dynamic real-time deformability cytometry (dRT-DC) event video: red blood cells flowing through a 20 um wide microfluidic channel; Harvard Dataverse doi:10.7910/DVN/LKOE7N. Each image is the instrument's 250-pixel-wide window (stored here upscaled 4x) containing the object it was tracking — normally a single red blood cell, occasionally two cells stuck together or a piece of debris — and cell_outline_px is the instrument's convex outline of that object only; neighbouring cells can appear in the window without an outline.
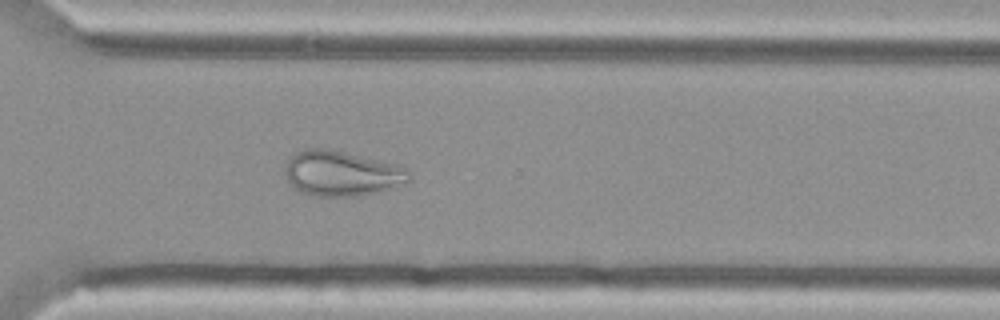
{"species": "Egyptian fruit bat (a non-hibernating species)", "species_latin": "Rousettus aegyptiacus", "temperature_condition": "cold", "stored_images_in_passage": 53, "segment_of_instrument_passage": [1, 2], "camera_frame_rate_fps": 3000, "um_per_image_px": 0.085, "animal": {"sex": "female"}, "frame": {"image": 1, "passage_image": 37, "time_ms": 12.0, "image_size_px": [1000, 320], "cell_outline_px": [[412, 176], [408, 180], [388, 188], [376, 192], [356, 196], [316, 196], [300, 192], [284, 180], [284, 168], [288, 156], [304, 148], [324, 148], [344, 152], [400, 164], [408, 168]], "centroid_in_image_um": [28.97, 14.72], "position_along_channel_um": 341.6, "area_um2": 33.0}}
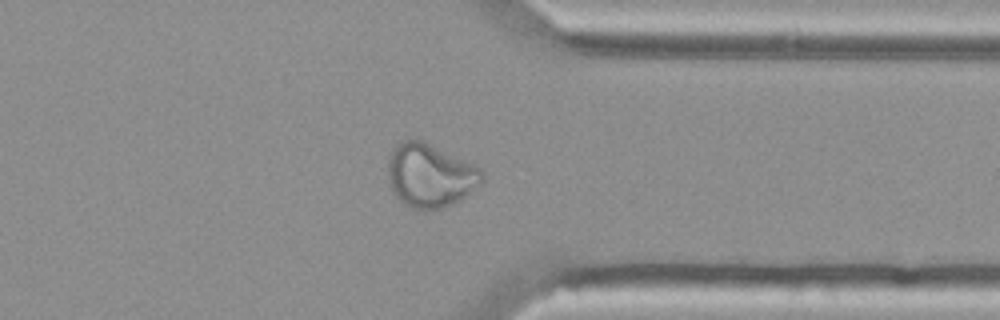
{"frame": {"image": 2, "passage_image": 40, "time_ms": 13.0, "image_size_px": [1000, 320], "cell_outline_px": [[484, 180], [480, 184], [460, 200], [444, 208], [412, 208], [404, 204], [392, 192], [388, 176], [388, 156], [392, 148], [396, 144], [412, 136], [424, 140], [480, 168], [484, 172]], "centroid_in_image_um": [36.53, 14.87], "position_along_channel_um": 374.9, "area_um2": 35.08}}
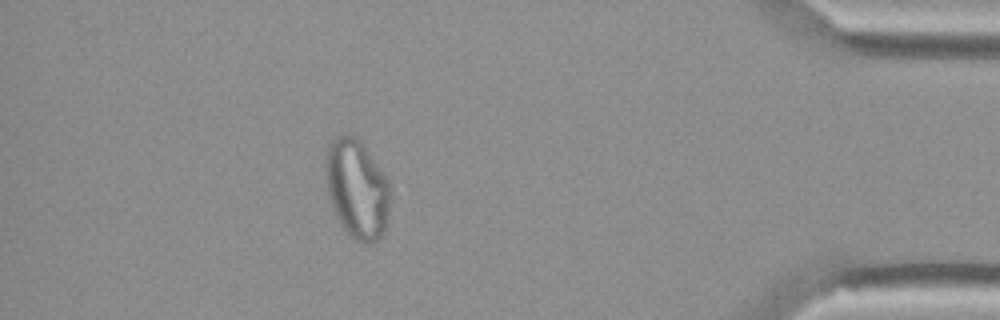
{"frame": {"image": 3, "passage_image": 46, "time_ms": 15.0, "image_size_px": [1000, 320], "cell_outline_px": [[388, 216], [384, 232], [372, 244], [364, 244], [356, 240], [340, 224], [336, 216], [328, 196], [324, 172], [324, 160], [328, 148], [332, 140], [336, 136], [348, 132], [352, 132], [364, 144], [388, 180]], "centroid_in_image_um": [30.3, 16.01], "position_along_channel_um": 404.9, "area_um2": 37.51}}